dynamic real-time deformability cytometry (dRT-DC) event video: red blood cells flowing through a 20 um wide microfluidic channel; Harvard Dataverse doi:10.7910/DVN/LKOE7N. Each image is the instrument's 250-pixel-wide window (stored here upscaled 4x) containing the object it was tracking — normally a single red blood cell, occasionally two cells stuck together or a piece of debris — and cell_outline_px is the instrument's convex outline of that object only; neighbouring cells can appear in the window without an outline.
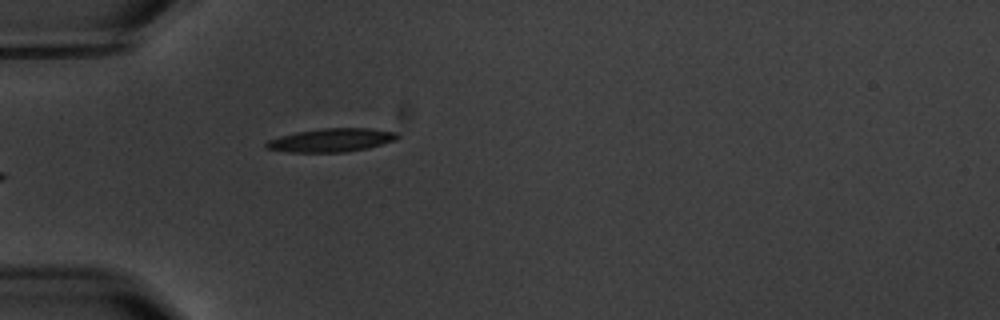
{"species": "common noctule bat (a hibernating species)", "species_latin": "Nyctalus noctula", "temperature_condition": "warm", "stored_images_in_passage": 5, "camera_frame_rate_fps": 3000, "um_per_image_px": 0.085, "animal": {"sex": "male", "body_mass_g": 20.1, "forearm_length_mm": 53.5}, "frame": {"image": 1, "passage_image": 5, "time_ms": 5.667, "image_size_px": [1000, 320], "cell_outline_px": [[400, 136], [396, 140], [368, 148], [344, 152], [288, 152], [264, 148], [264, 144], [268, 140], [280, 136], [296, 132], [324, 128], [368, 128], [400, 132]], "centroid_in_image_um": [28.18, 11.91], "position_along_channel_um": 56.8, "area_um2": 18.03}}